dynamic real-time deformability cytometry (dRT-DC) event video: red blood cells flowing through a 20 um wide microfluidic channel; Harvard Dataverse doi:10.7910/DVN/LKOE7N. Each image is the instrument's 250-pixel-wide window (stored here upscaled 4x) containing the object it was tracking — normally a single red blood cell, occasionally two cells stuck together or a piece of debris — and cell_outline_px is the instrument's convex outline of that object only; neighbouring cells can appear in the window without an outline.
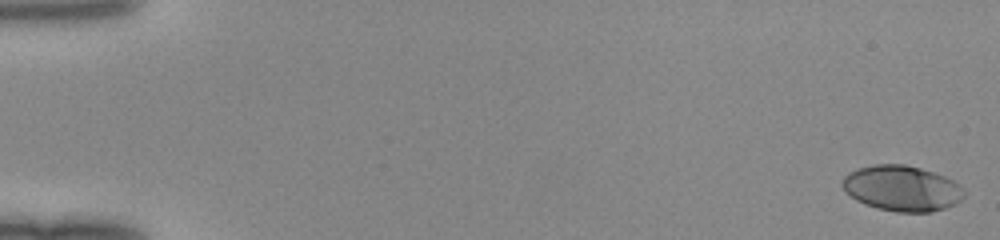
{"species": "human", "species_latin": "Homo sapiens", "temperature_condition": "room temperature", "stored_images_in_passage": 49, "camera_frame_rate_fps": 3000, "um_per_image_px": 0.085, "donor": {"sex": "female"}, "frame": {"image": 1, "passage_image": 1, "time_ms": 0.0, "image_size_px": [1000, 240], "cell_outline_px": [[964, 196], [956, 204], [932, 212], [896, 212], [876, 208], [864, 204], [856, 200], [844, 192], [840, 184], [844, 176], [848, 172], [856, 168], [872, 164], [904, 164], [920, 168], [944, 176], [960, 184], [964, 192]], "centroid_in_image_um": [76.61, 16.01], "position_along_channel_um": 8.4, "area_um2": 32.66}}
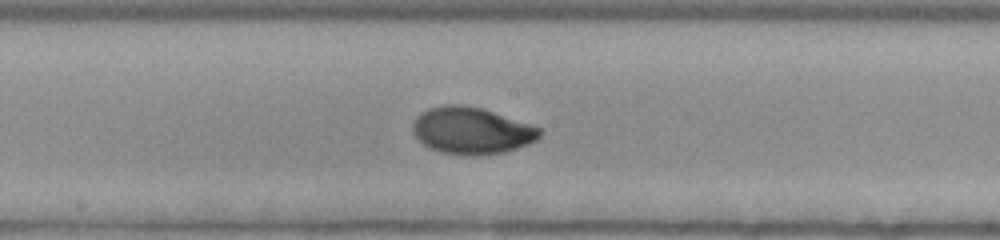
{"frame": {"image": 2, "passage_image": 28, "time_ms": 9.0, "image_size_px": [1000, 240], "cell_outline_px": [[544, 132], [536, 140], [528, 144], [504, 152], [480, 156], [476, 156], [440, 152], [428, 148], [412, 132], [412, 124], [416, 116], [420, 112], [428, 108], [440, 104], [464, 104], [480, 108], [532, 124], [540, 128]], "centroid_in_image_um": [40.07, 11.09], "position_along_channel_um": 208.1, "area_um2": 34.97}}
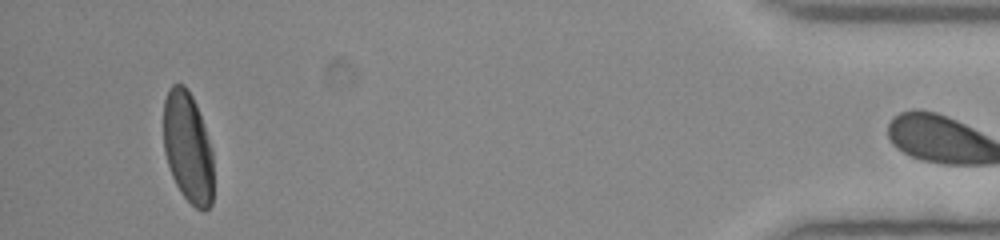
{"frame": {"image": 3, "passage_image": 48, "time_ms": 15.667, "image_size_px": [1000, 240], "cell_outline_px": [[212, 204], [204, 212], [196, 208], [180, 192], [172, 176], [164, 152], [164, 100], [168, 88], [172, 84], [184, 84], [192, 96], [196, 104], [212, 148]], "centroid_in_image_um": [15.96, 12.52], "position_along_channel_um": 419.2, "area_um2": 32.25}}